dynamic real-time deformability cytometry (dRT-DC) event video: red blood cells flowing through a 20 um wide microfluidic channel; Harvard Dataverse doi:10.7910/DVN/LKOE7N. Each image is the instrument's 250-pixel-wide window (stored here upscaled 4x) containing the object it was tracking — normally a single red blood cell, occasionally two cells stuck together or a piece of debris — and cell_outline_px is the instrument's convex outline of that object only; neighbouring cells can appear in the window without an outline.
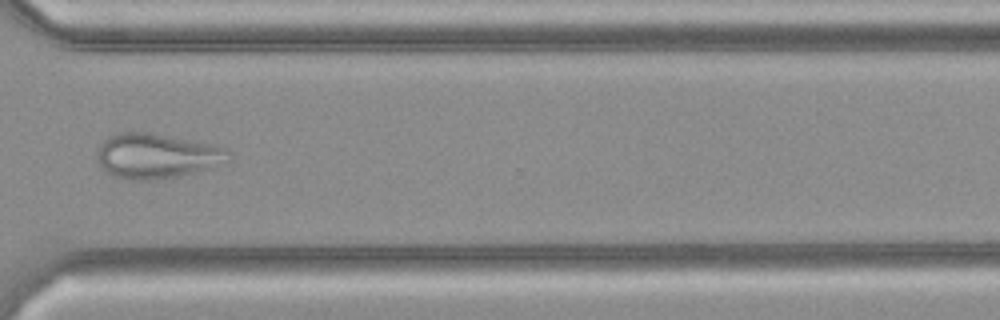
{"species": "common noctule bat (a hibernating species)", "species_latin": "Nyctalus noctula", "temperature_condition": "cold", "stored_images_in_passage": 32, "camera_frame_rate_fps": 3000, "um_per_image_px": 0.085, "animal": {"sex": "female", "body_mass_g": 21.9}, "frame": {"image": 1, "passage_image": 23, "time_ms": 7.333, "image_size_px": [1000, 320], "cell_outline_px": [[228, 152], [212, 168], [196, 172], [176, 176], [148, 180], [124, 180], [108, 172], [96, 160], [96, 152], [100, 144], [108, 136], [116, 132], [148, 132], [220, 144], [228, 148]], "centroid_in_image_um": [13.26, 13.22], "position_along_channel_um": 357.3, "area_um2": 34.39}}